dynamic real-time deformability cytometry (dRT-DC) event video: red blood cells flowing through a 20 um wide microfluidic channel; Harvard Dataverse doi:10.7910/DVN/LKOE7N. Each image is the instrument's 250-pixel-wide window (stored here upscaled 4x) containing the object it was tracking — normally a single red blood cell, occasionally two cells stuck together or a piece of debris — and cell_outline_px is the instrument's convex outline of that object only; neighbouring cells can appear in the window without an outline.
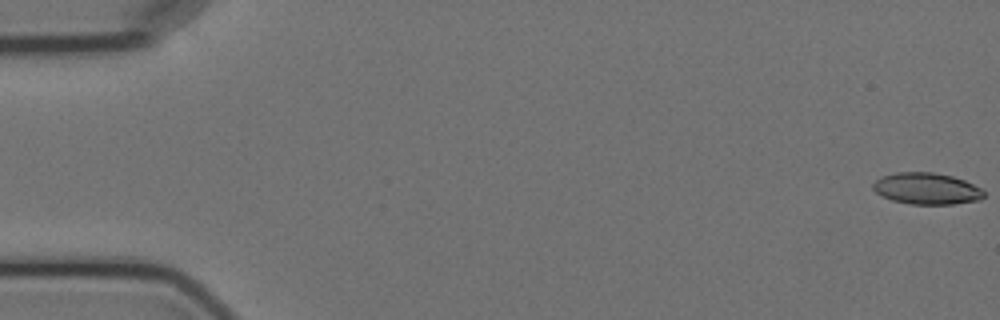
{"species": "Egyptian fruit bat (a non-hibernating species)", "species_latin": "Rousettus aegyptiacus", "temperature_condition": "cold", "stored_images_in_passage": 5, "camera_frame_rate_fps": 3000, "um_per_image_px": 0.085, "animal": {"sex": "female"}, "frame": {"image": 1, "passage_image": 1, "time_ms": 0.0, "image_size_px": [1000, 320], "cell_outline_px": [[984, 196], [980, 200], [952, 204], [912, 204], [892, 200], [880, 196], [872, 188], [872, 184], [880, 176], [896, 172], [932, 172], [952, 176], [964, 180], [984, 188]], "centroid_in_image_um": [78.76, 16.02], "position_along_channel_um": 6.2, "area_um2": 20.58}}
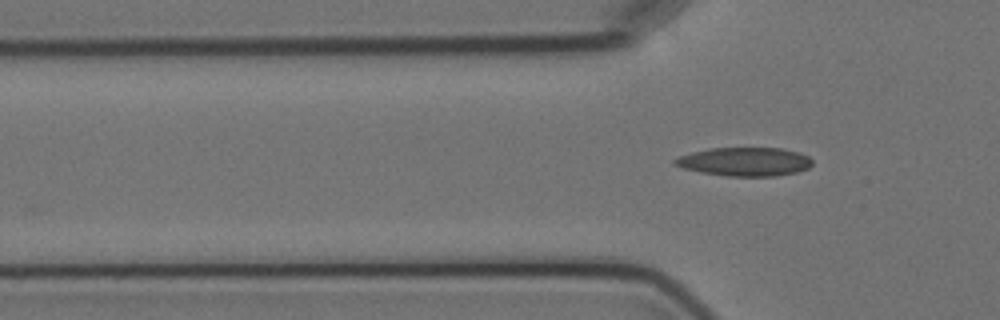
{"frame": {"image": 2, "passage_image": 5, "time_ms": 5.667, "image_size_px": [1000, 320], "cell_outline_px": [[812, 164], [808, 168], [796, 172], [776, 176], [728, 176], [700, 172], [684, 168], [672, 164], [672, 160], [680, 156], [692, 152], [712, 148], [784, 148], [808, 156], [812, 160]], "centroid_in_image_um": [63.29, 13.74], "position_along_channel_um": 62.5, "area_um2": 22.89}}